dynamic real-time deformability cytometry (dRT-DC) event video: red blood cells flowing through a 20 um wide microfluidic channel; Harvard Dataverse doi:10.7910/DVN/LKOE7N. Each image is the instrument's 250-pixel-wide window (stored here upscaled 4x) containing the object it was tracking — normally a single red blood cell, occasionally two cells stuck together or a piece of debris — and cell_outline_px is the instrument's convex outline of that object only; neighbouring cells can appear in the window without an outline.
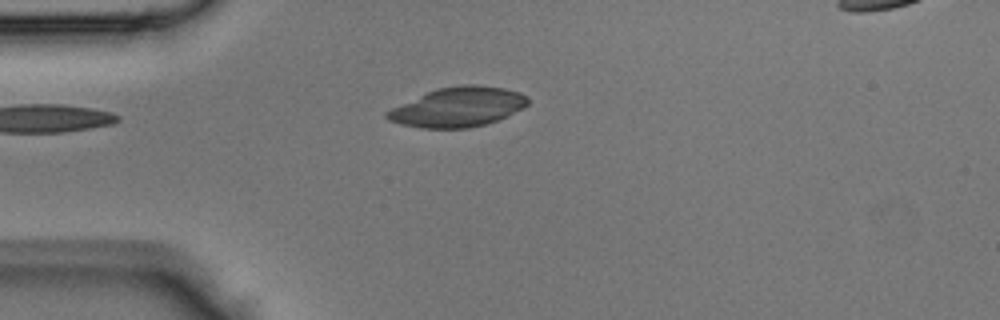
{"species": "Egyptian fruit bat (a non-hibernating species)", "species_latin": "Rousettus aegyptiacus", "temperature_condition": "room temperature", "stored_images_in_passage": 34, "camera_frame_rate_fps": 3000, "um_per_image_px": 0.085, "animal": {"sex": "male"}, "frame": {"image": 1, "passage_image": 1, "time_ms": 0.0, "image_size_px": [1000, 320], "cell_outline_px": [[528, 104], [524, 108], [508, 116], [484, 124], [468, 128], [420, 128], [400, 124], [388, 120], [384, 116], [384, 112], [392, 108], [436, 88], [464, 84], [476, 84], [504, 88], [520, 92], [528, 96]], "centroid_in_image_um": [38.94, 9.09], "position_along_channel_um": 46.1, "area_um2": 32.54}}
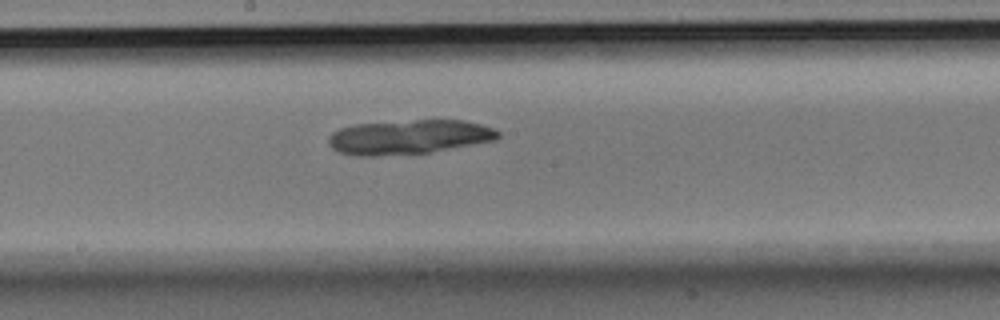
{"frame": {"image": 2, "passage_image": 13, "time_ms": 4.0, "image_size_px": [1000, 320], "cell_outline_px": [[500, 136], [496, 140], [428, 152], [376, 156], [360, 156], [340, 152], [332, 148], [328, 144], [328, 136], [332, 132], [340, 128], [356, 124], [416, 120], [464, 120], [480, 124], [492, 128], [500, 132]], "centroid_in_image_um": [34.74, 11.64], "position_along_channel_um": 213.5, "area_um2": 33.76}}
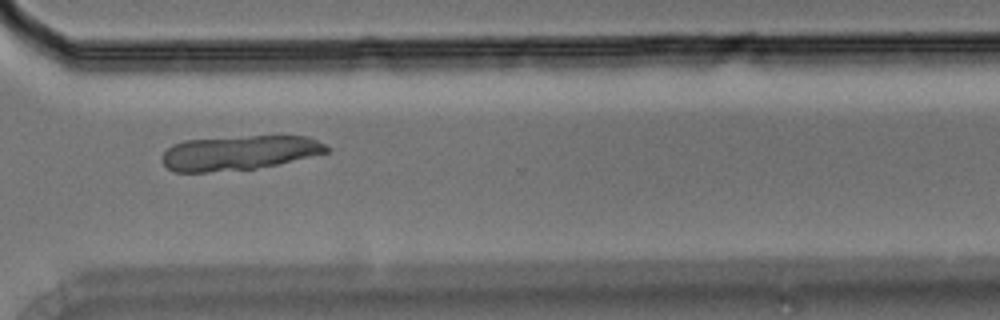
{"frame": {"image": 3, "passage_image": 22, "time_ms": 7.0, "image_size_px": [1000, 320], "cell_outline_px": [[328, 152], [276, 164], [256, 168], [208, 172], [172, 172], [160, 160], [160, 156], [172, 144], [184, 140], [248, 136], [308, 136], [324, 144], [328, 148]], "centroid_in_image_um": [20.24, 12.99], "position_along_channel_um": 350.4, "area_um2": 32.95}}